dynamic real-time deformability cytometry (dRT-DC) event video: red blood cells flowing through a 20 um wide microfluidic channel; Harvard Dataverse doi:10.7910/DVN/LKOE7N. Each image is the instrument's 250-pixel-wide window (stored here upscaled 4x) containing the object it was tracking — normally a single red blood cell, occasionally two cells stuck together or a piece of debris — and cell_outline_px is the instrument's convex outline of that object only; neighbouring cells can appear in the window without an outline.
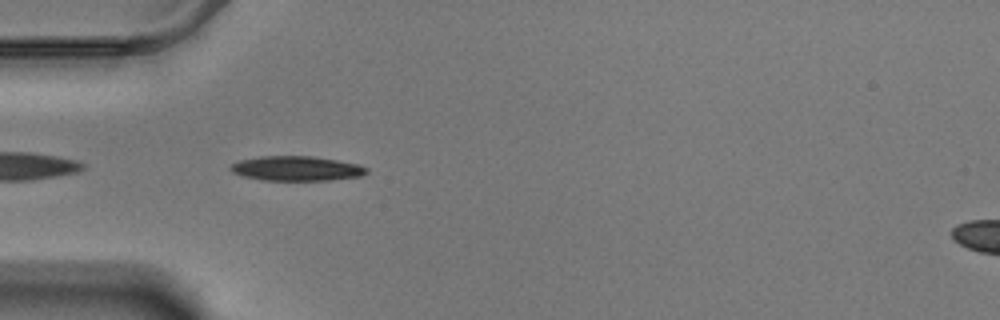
{"species": "Egyptian fruit bat (a non-hibernating species)", "species_latin": "Rousettus aegyptiacus", "temperature_condition": "warm", "stored_images_in_passage": 42, "camera_frame_rate_fps": 3000, "um_per_image_px": 0.085, "animal": {"sex": "male"}, "frame": {"image": 1, "passage_image": 2, "time_ms": 0.333, "image_size_px": [1000, 320], "cell_outline_px": [[368, 172], [360, 176], [328, 180], [260, 180], [244, 176], [232, 172], [228, 168], [232, 164], [240, 160], [260, 156], [312, 156], [360, 164], [368, 168]], "centroid_in_image_um": [25.2, 14.31], "position_along_channel_um": 59.8, "area_um2": 19.54}}
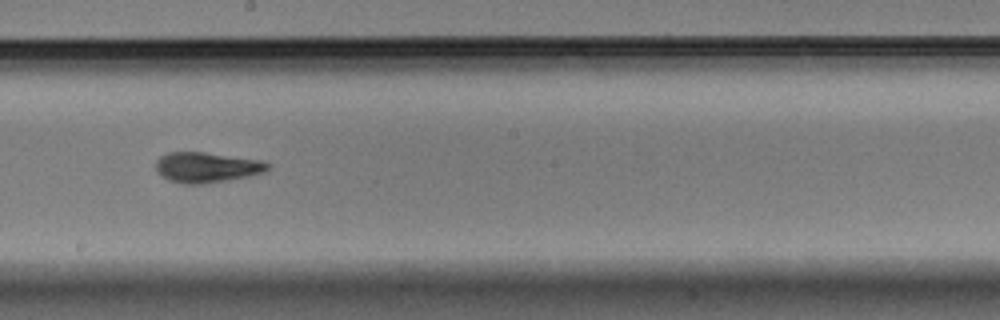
{"frame": {"image": 2, "passage_image": 17, "time_ms": 5.333, "image_size_px": [1000, 320], "cell_outline_px": [[272, 168], [264, 172], [248, 176], [204, 184], [184, 184], [168, 180], [160, 176], [156, 168], [156, 160], [160, 156], [168, 152], [204, 152], [264, 160], [272, 164]], "centroid_in_image_um": [17.6, 14.22], "position_along_channel_um": 230.6, "area_um2": 20.06}}
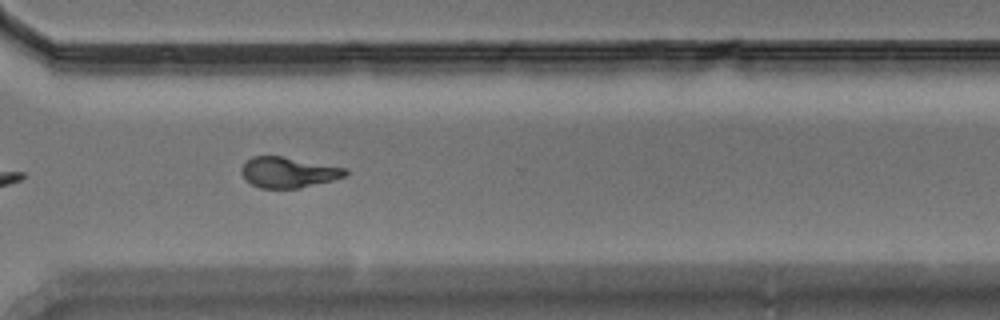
{"frame": {"image": 3, "passage_image": 27, "time_ms": 8.667, "image_size_px": [1000, 320], "cell_outline_px": [[348, 176], [332, 180], [296, 188], [260, 188], [244, 180], [240, 172], [240, 168], [252, 156], [280, 156], [348, 168]], "centroid_in_image_um": [24.49, 14.65], "position_along_channel_um": 346.1, "area_um2": 18.5}, "authors_computed_cell_mechanics": {"area_um2": 19.2185, "velocity_mm_per_s": 3.4692, "shape_relaxation_time_tau1_ms": 4.7116, "shape_relaxation_time_tau2_ms": 2.6185, "deformation_change_tau1": 0.1926, "deformation_change_tau2": 0.0956}}